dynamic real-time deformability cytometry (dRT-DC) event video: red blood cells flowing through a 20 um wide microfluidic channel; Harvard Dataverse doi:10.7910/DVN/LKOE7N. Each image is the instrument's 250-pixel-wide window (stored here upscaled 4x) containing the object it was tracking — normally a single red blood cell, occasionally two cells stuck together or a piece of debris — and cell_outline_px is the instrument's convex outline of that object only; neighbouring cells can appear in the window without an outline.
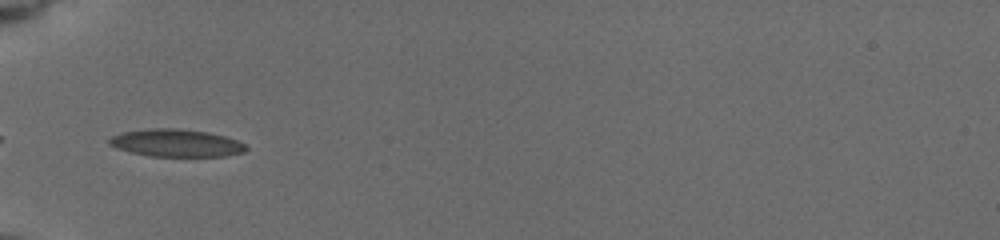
{"species": "common noctule bat (a hibernating species)", "species_latin": "Nyctalus noctula", "temperature_condition": "cold", "stored_images_in_passage": 35, "camera_frame_rate_fps": 3000, "um_per_image_px": 0.085, "animal": {"sex": "female", "body_mass_g": 19.5, "forearm_length_mm": 54.1}, "frame": {"image": 1, "passage_image": 1, "time_ms": 0.0, "image_size_px": [1000, 240], "cell_outline_px": [[248, 148], [244, 152], [224, 156], [148, 156], [116, 148], [108, 144], [108, 140], [112, 136], [124, 132], [152, 128], [176, 128], [208, 132], [224, 136], [236, 140], [244, 144]], "centroid_in_image_um": [14.97, 12.15], "position_along_channel_um": 70.0, "area_um2": 21.79}}
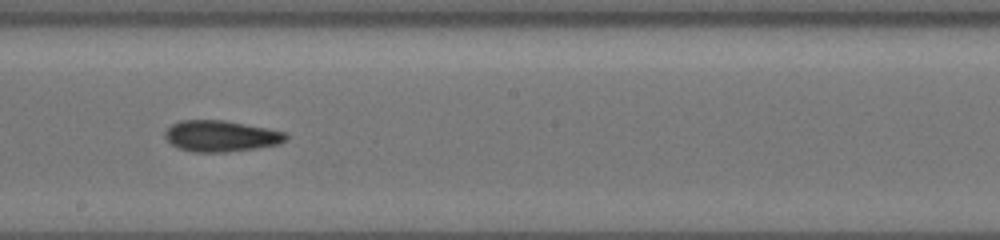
{"frame": {"image": 2, "passage_image": 14, "time_ms": 4.333, "image_size_px": [1000, 240], "cell_outline_px": [[288, 136], [280, 144], [256, 148], [224, 152], [192, 152], [180, 148], [172, 144], [164, 136], [164, 132], [172, 124], [180, 120], [224, 120], [284, 132]], "centroid_in_image_um": [18.74, 11.56], "position_along_channel_um": 229.5, "area_um2": 21.68}}
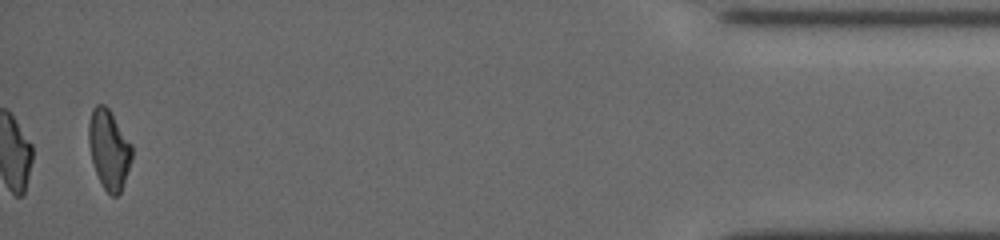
{"frame": {"image": 3, "passage_image": 35, "time_ms": 11.333, "image_size_px": [1000, 240], "cell_outline_px": [[132, 160], [120, 192], [116, 196], [112, 196], [104, 188], [96, 172], [92, 160], [88, 144], [88, 124], [92, 108], [96, 104], [104, 104], [108, 108], [132, 144]], "centroid_in_image_um": [9.25, 12.66], "position_along_channel_um": 425.9, "area_um2": 19.88}, "authors_computed_cell_mechanics": {"area_um2": 21.1548, "velocity_mm_per_s": 3.7718, "shape_relaxation_time_tau1_ms": 5.8037, "shape_relaxation_time_tau2_ms": 5.2504, "deformation_change_tau1": 0.1225, "deformation_change_tau2": 0.1171}}